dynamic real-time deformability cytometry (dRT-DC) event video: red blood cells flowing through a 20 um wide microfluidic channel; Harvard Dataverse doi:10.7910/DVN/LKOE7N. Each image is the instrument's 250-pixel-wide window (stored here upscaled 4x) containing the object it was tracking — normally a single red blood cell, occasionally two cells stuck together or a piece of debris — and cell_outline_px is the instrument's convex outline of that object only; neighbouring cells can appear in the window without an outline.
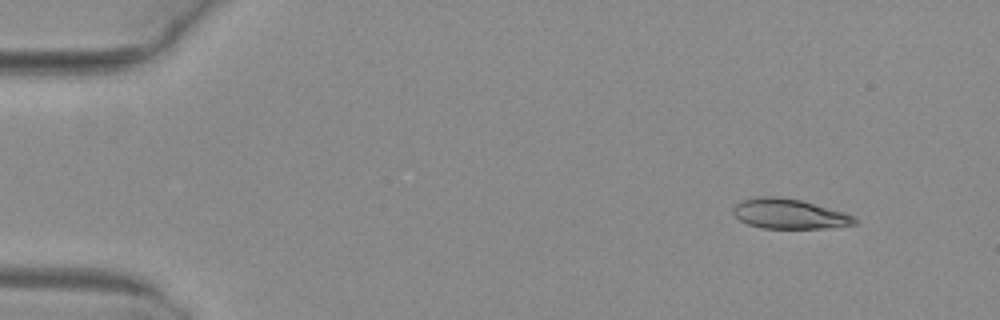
{"species": "common noctule bat (a hibernating species)", "species_latin": "Nyctalus noctula", "temperature_condition": "warm", "stored_images_in_passage": 3, "segment_of_instrument_passage": [2, 2], "camera_frame_rate_fps": 3000, "um_per_image_px": 0.085, "animal": {"sex": "female", "body_mass_g": 29.2, "forearm_length_mm": 56.3}, "frame": {"image": 1, "passage_image": 3, "time_ms": 0.667, "image_size_px": [1000, 320], "cell_outline_px": [[856, 224], [824, 228], [764, 228], [748, 224], [740, 220], [732, 212], [732, 208], [740, 200], [756, 196], [780, 196], [800, 200], [844, 212], [852, 216], [856, 220]], "centroid_in_image_um": [67.03, 18.16], "position_along_channel_um": 18.0, "area_um2": 21.1}}